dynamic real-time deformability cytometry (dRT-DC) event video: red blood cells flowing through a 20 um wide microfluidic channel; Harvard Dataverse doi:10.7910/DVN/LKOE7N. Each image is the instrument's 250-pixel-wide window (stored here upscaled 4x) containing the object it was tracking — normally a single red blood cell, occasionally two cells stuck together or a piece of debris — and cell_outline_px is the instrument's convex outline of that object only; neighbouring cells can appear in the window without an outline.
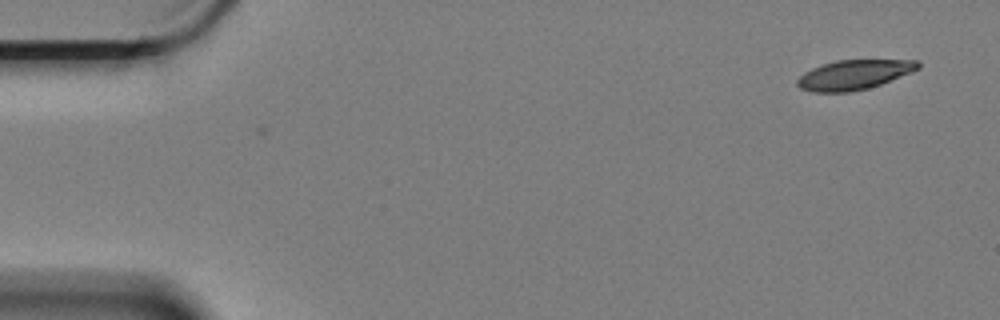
{"species": "Egyptian fruit bat (a non-hibernating species)", "species_latin": "Rousettus aegyptiacus", "temperature_condition": "cold", "stored_images_in_passage": 2, "camera_frame_rate_fps": 3000, "um_per_image_px": 0.085, "animal": {"sex": "female"}, "frame": {"image": 1, "passage_image": 1, "time_ms": 0.0, "image_size_px": [1000, 320], "cell_outline_px": [[920, 68], [912, 72], [880, 84], [868, 88], [852, 92], [812, 92], [800, 88], [796, 84], [796, 80], [804, 72], [812, 68], [836, 60], [916, 60], [920, 64]], "centroid_in_image_um": [72.57, 6.36], "position_along_channel_um": 12.4, "area_um2": 20.81}}